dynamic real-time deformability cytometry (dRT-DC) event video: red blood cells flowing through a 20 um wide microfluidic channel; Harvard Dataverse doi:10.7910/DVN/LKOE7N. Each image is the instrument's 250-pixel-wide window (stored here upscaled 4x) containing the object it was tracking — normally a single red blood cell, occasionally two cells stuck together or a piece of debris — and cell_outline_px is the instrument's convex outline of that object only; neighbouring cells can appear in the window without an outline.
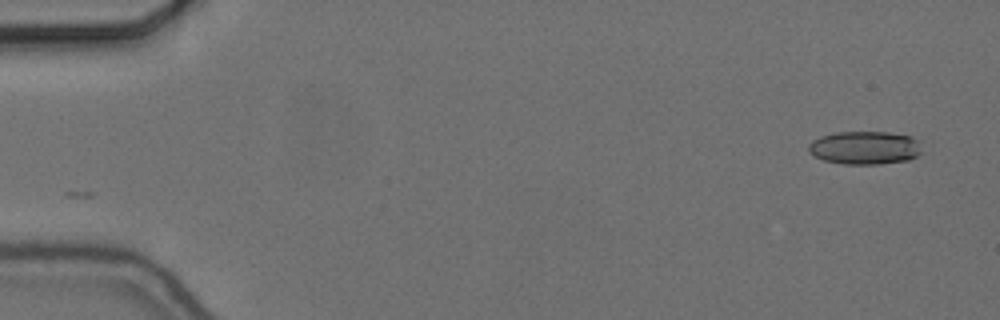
{"species": "common noctule bat (a hibernating species)", "species_latin": "Nyctalus noctula", "temperature_condition": "cold", "stored_images_in_passage": 54, "camera_frame_rate_fps": 3000, "um_per_image_px": 0.085, "animal": {"sex": "female", "body_mass_g": 24.6, "forearm_length_mm": 56.2}, "frame": {"image": 1, "passage_image": 1, "time_ms": 0.0, "image_size_px": [1000, 320], "cell_outline_px": [[920, 152], [916, 156], [908, 160], [880, 164], [844, 164], [824, 160], [808, 152], [808, 144], [812, 140], [820, 136], [836, 132], [888, 132], [912, 136], [920, 140]], "centroid_in_image_um": [73.51, 12.55], "position_along_channel_um": 11.5, "area_um2": 22.08}}
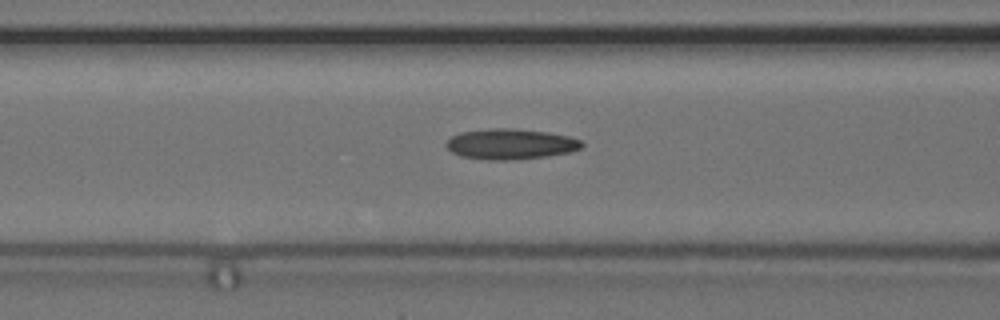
{"frame": {"image": 2, "passage_image": 21, "time_ms": 6.667, "image_size_px": [1000, 320], "cell_outline_px": [[584, 144], [580, 148], [572, 152], [548, 156], [508, 160], [488, 160], [460, 156], [452, 152], [444, 144], [452, 136], [460, 132], [492, 128], [516, 128], [548, 132], [568, 136], [580, 140]], "centroid_in_image_um": [43.4, 12.24], "position_along_channel_um": 123.2, "area_um2": 24.22}}
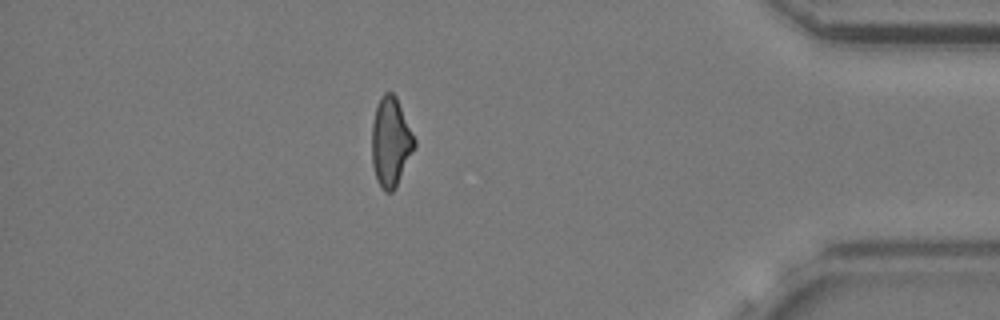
{"frame": {"image": 3, "passage_image": 47, "time_ms": 15.333, "image_size_px": [1000, 320], "cell_outline_px": [[416, 144], [396, 188], [392, 192], [384, 192], [380, 188], [376, 180], [372, 164], [372, 124], [376, 108], [380, 96], [384, 92], [392, 92], [396, 96], [416, 140]], "centroid_in_image_um": [33.2, 12.09], "position_along_channel_um": 402.0, "area_um2": 22.25}, "authors_computed_cell_mechanics": {"area_um2": 22.9177, "velocity_mm_per_s": 3.676, "shape_relaxation_time_tau1_ms": 9.7547, "shape_relaxation_time_tau2_ms": 3.1677, "deformation_change_tau1": 0.1679, "deformation_change_tau2": 0.1223}}